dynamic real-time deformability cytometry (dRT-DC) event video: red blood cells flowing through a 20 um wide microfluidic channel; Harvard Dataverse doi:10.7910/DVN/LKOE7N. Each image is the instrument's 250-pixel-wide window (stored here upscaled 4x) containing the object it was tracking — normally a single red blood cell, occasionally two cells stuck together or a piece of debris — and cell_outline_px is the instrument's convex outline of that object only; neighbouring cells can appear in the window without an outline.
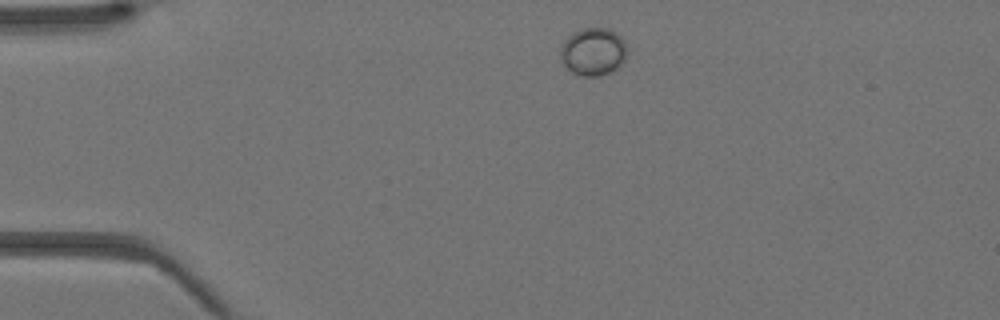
{"species": "Egyptian fruit bat (a non-hibernating species)", "species_latin": "Rousettus aegyptiacus", "temperature_condition": "warm", "stored_images_in_passage": 34, "camera_frame_rate_fps": 3000, "um_per_image_px": 0.085, "animal": {"sex": "female"}, "frame": {"image": 1, "passage_image": 1, "time_ms": 0.0, "image_size_px": [1000, 320], "cell_outline_px": [[628, 52], [620, 68], [600, 76], [584, 76], [572, 72], [560, 60], [560, 48], [564, 40], [572, 32], [584, 28], [608, 28], [616, 32], [624, 40], [628, 48]], "centroid_in_image_um": [50.44, 4.39], "position_along_channel_um": 34.6, "area_um2": 18.9}}
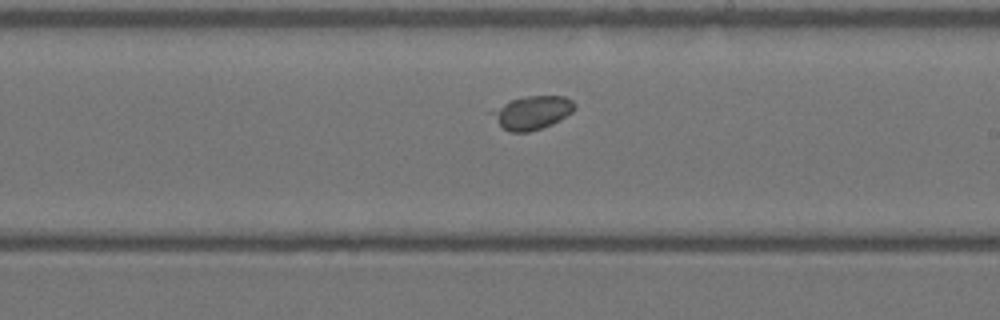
{"frame": {"image": 2, "passage_image": 17, "time_ms": 5.333, "image_size_px": [1000, 320], "cell_outline_px": [[576, 108], [572, 112], [560, 120], [552, 124], [528, 132], [508, 132], [488, 112], [512, 100], [528, 96], [564, 96], [572, 100], [576, 104]], "centroid_in_image_um": [45.26, 9.57], "position_along_channel_um": 243.7, "area_um2": 15.9}}
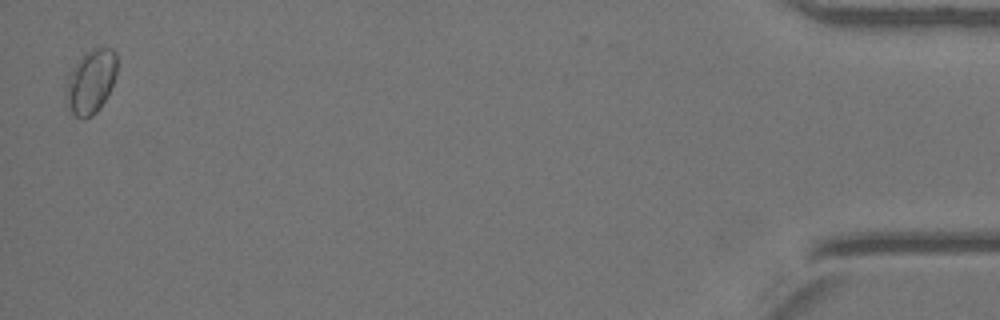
{"frame": {"image": 3, "passage_image": 34, "time_ms": 11.0, "image_size_px": [1000, 320], "cell_outline_px": [[116, 76], [100, 108], [92, 116], [84, 120], [76, 116], [68, 108], [64, 100], [64, 96], [68, 72], [80, 56], [84, 52], [92, 48], [112, 48], [116, 52]], "centroid_in_image_um": [7.67, 6.93], "position_along_channel_um": 427.5, "area_um2": 19.42}}